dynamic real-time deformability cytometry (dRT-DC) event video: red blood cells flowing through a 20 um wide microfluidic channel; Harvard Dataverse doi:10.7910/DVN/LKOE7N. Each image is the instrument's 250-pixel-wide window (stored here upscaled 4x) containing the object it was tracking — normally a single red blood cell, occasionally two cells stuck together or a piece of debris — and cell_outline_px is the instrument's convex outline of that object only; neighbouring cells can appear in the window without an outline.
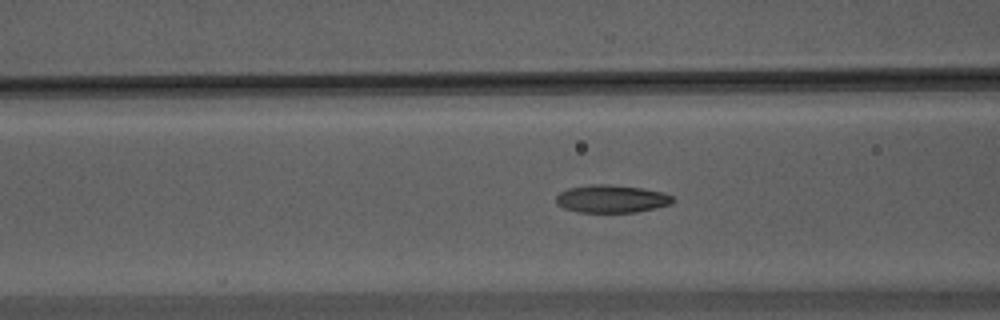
{"species": "Egyptian fruit bat (a non-hibernating species)", "species_latin": "Rousettus aegyptiacus", "temperature_condition": "warm", "stored_images_in_passage": 41, "camera_frame_rate_fps": 3000, "um_per_image_px": 0.085, "animal": {"sex": "male"}, "frame": {"image": 1, "passage_image": 7, "time_ms": 2.0, "image_size_px": [1000, 320], "cell_outline_px": [[676, 200], [672, 204], [656, 208], [636, 212], [576, 212], [564, 208], [556, 204], [556, 196], [560, 192], [568, 188], [592, 184], [612, 184], [640, 188], [664, 192], [672, 196]], "centroid_in_image_um": [51.99, 16.9], "position_along_channel_um": 114.6, "area_um2": 19.07}}
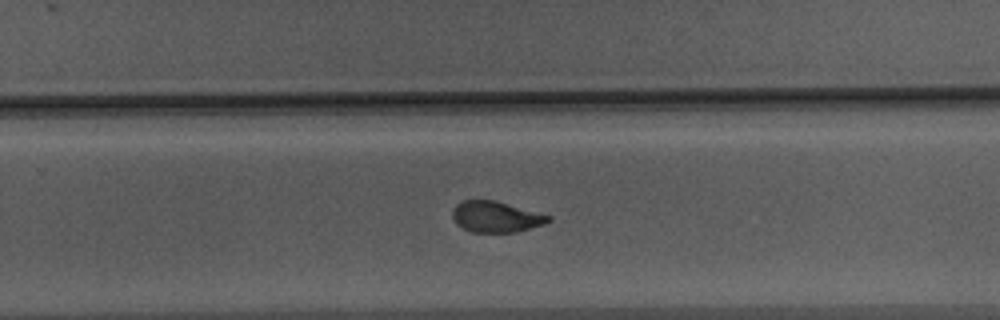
{"frame": {"image": 2, "passage_image": 21, "time_ms": 6.667, "image_size_px": [1000, 320], "cell_outline_px": [[552, 220], [544, 224], [516, 232], [472, 232], [456, 224], [452, 216], [452, 208], [456, 204], [464, 200], [492, 200], [552, 216]], "centroid_in_image_um": [42.13, 18.43], "position_along_channel_um": 287.7, "area_um2": 17.17}}
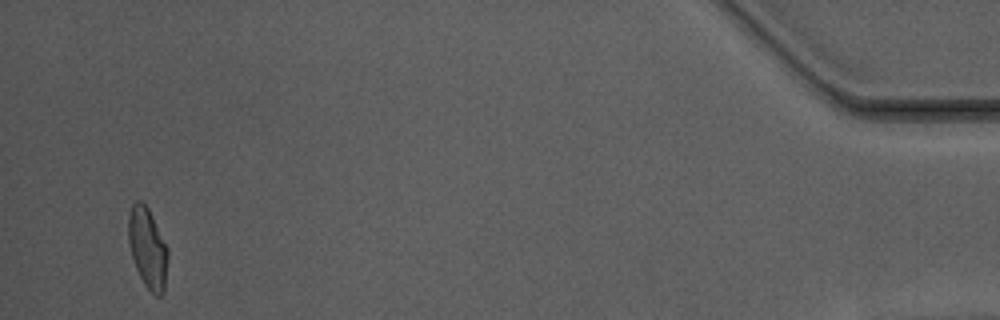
{"frame": {"image": 3, "passage_image": 39, "time_ms": 12.667, "image_size_px": [1000, 320], "cell_outline_px": [[168, 256], [164, 292], [160, 296], [156, 296], [144, 284], [136, 268], [132, 256], [128, 240], [128, 216], [132, 204], [136, 200], [140, 200], [148, 208], [168, 248]], "centroid_in_image_um": [12.55, 21.08], "position_along_channel_um": 422.7, "area_um2": 18.38}, "authors_computed_cell_mechanics": {"area_um2": 18.3804, "velocity_mm_per_s": 3.7201, "shape_relaxation_time_tau1_ms": 4.8351, "shape_relaxation_time_tau2_ms": 1.734, "deformation_change_tau1": 0.1962, "deformation_change_tau2": 0.0788}}